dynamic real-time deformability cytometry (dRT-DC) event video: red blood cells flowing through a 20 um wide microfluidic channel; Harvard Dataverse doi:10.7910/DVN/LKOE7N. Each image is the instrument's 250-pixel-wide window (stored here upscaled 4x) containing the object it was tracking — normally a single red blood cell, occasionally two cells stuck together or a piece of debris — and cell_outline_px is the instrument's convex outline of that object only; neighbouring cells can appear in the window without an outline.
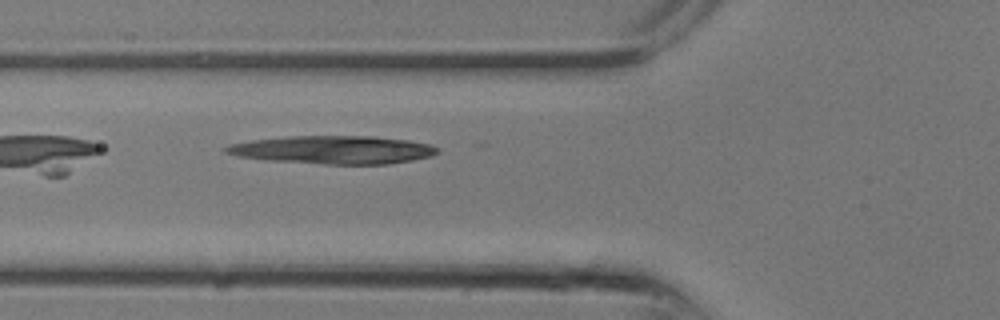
{"species": "common noctule bat (a hibernating species)", "species_latin": "Nyctalus noctula", "temperature_condition": "room temperature", "stored_images_in_passage": 11, "camera_frame_rate_fps": 3000, "um_per_image_px": 0.085, "animal": {"sex": "male", "body_mass_g": 13.3}, "frame": {"image": 1, "passage_image": 11, "time_ms": 3.333, "image_size_px": [1000, 320], "cell_outline_px": [[440, 152], [432, 156], [412, 160], [388, 164], [324, 164], [268, 160], [236, 156], [224, 152], [224, 148], [228, 144], [252, 140], [288, 136], [372, 136], [408, 140], [432, 144], [440, 148]], "centroid_in_image_um": [28.35, 12.73], "position_along_channel_um": 97.5, "area_um2": 34.85}}